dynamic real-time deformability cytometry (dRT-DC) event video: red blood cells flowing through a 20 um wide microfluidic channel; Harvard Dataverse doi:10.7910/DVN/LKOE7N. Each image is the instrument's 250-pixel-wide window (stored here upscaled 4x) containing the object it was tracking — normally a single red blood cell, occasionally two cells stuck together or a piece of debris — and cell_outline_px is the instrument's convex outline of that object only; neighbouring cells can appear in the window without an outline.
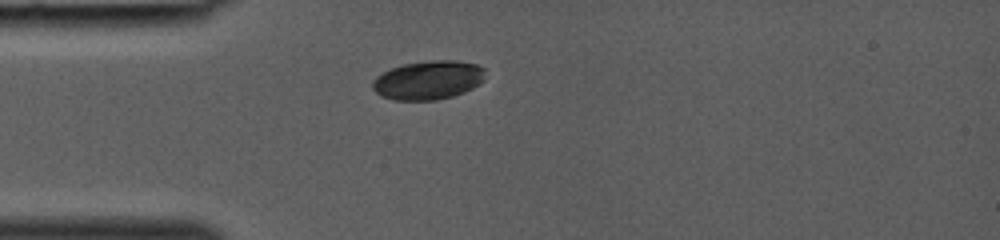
{"species": "common noctule bat (a hibernating species)", "species_latin": "Nyctalus noctula", "temperature_condition": "room temperature", "stored_images_in_passage": 27, "camera_frame_rate_fps": 3000, "um_per_image_px": 0.085, "animal": {"sex": "female", "body_mass_g": 19.0, "forearm_length_mm": 53.3}, "frame": {"image": 1, "passage_image": 1, "time_ms": 0.0, "image_size_px": [1000, 240], "cell_outline_px": [[484, 80], [480, 84], [464, 92], [452, 96], [436, 100], [392, 100], [380, 96], [372, 88], [372, 80], [376, 76], [392, 68], [404, 64], [432, 60], [456, 60], [476, 64], [484, 68]], "centroid_in_image_um": [36.39, 6.81], "position_along_channel_um": 48.6, "area_um2": 25.61}}
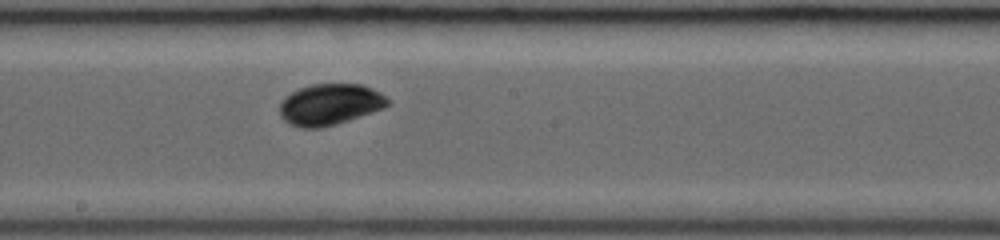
{"frame": {"image": 2, "passage_image": 12, "time_ms": 3.667, "image_size_px": [1000, 240], "cell_outline_px": [[392, 104], [384, 108], [336, 124], [320, 128], [300, 128], [288, 124], [280, 116], [280, 104], [284, 96], [300, 88], [312, 84], [360, 84], [372, 88], [380, 92]], "centroid_in_image_um": [28.02, 8.88], "position_along_channel_um": 220.2, "area_um2": 26.01}}
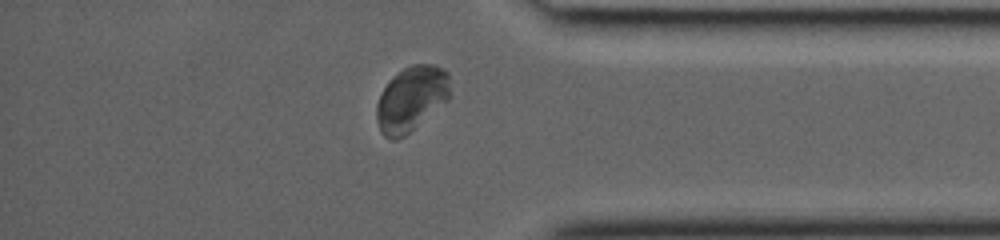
{"frame": {"image": 3, "passage_image": 23, "time_ms": 7.333, "image_size_px": [1000, 240], "cell_outline_px": [[448, 100], [404, 136], [396, 140], [388, 140], [380, 132], [376, 120], [376, 104], [388, 80], [392, 76], [404, 68], [412, 64], [436, 64], [444, 68], [448, 72]], "centroid_in_image_um": [34.92, 8.4], "position_along_channel_um": 400.3, "area_um2": 27.86}}